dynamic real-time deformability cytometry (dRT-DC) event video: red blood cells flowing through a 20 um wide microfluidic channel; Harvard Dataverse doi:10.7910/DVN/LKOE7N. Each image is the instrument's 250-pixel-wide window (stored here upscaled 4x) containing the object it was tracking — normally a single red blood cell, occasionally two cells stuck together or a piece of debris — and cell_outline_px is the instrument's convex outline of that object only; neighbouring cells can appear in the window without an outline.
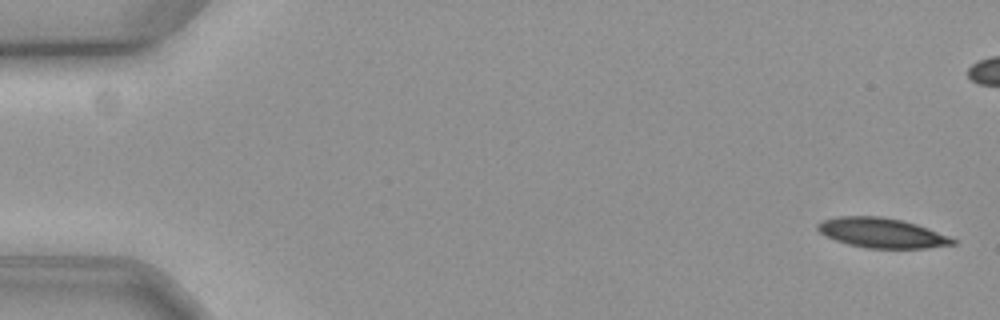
{"species": "common noctule bat (a hibernating species)", "species_latin": "Nyctalus noctula", "temperature_condition": "cold", "stored_images_in_passage": 60, "camera_frame_rate_fps": 3000, "um_per_image_px": 0.085, "animal": {"sex": "female", "body_mass_g": 19.3, "forearm_length_mm": 54.1}, "frame": {"image": 1, "passage_image": 2, "time_ms": 0.333, "image_size_px": [1000, 320], "cell_outline_px": [[956, 244], [924, 248], [868, 248], [848, 244], [824, 236], [816, 228], [816, 224], [824, 220], [840, 216], [880, 216], [900, 220], [916, 224], [956, 240]], "centroid_in_image_um": [74.89, 19.8], "position_along_channel_um": 10.1, "area_um2": 23.12}}
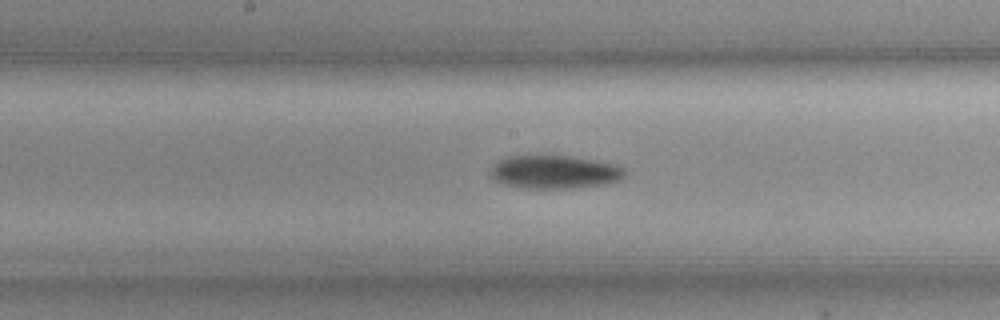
{"frame": {"image": 2, "passage_image": 31, "time_ms": 10.0, "image_size_px": [1000, 320], "cell_outline_px": [[628, 172], [620, 180], [608, 184], [576, 188], [524, 188], [504, 184], [492, 180], [488, 172], [500, 160], [512, 156], [572, 156], [616, 164], [624, 168]], "centroid_in_image_um": [47.18, 14.63], "position_along_channel_um": 201.0, "area_um2": 26.24}}
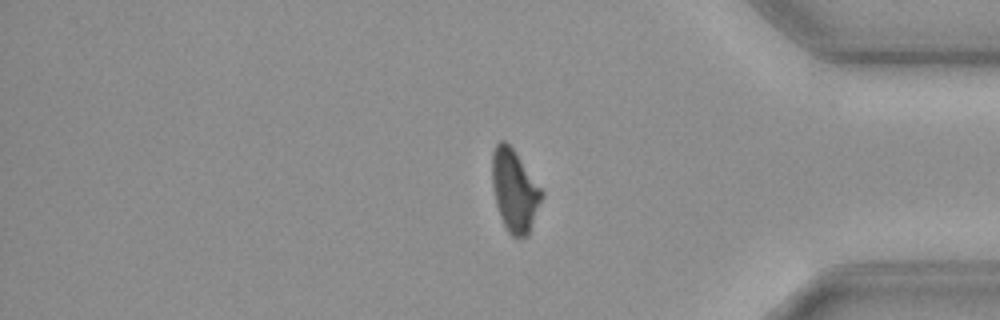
{"frame": {"image": 3, "passage_image": 49, "time_ms": 16.0, "image_size_px": [1000, 320], "cell_outline_px": [[544, 196], [528, 236], [512, 236], [508, 232], [500, 216], [496, 204], [492, 184], [492, 152], [496, 144], [500, 140], [504, 140], [512, 148], [544, 192]], "centroid_in_image_um": [43.74, 16.21], "position_along_channel_um": 391.5, "area_um2": 23.58}, "authors_computed_cell_mechanics": {"area_um2": 24.5939, "velocity_mm_per_s": 3.5546, "shape_relaxation_time_tau1_ms": 5.5441, "shape_relaxation_time_tau2_ms": null, "deformation_change_tau1": 0.1382, "deformation_change_tau2": null}}